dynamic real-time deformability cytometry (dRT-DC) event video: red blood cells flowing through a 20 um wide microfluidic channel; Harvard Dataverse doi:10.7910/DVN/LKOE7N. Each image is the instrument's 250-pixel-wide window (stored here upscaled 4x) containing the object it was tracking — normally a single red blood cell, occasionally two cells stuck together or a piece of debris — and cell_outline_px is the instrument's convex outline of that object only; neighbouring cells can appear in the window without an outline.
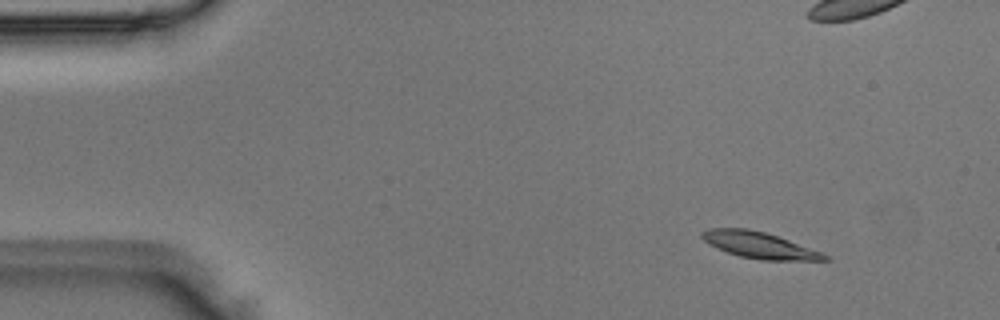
{"species": "Egyptian fruit bat (a non-hibernating species)", "species_latin": "Rousettus aegyptiacus", "temperature_condition": "room temperature", "stored_images_in_passage": 5, "camera_frame_rate_fps": 3000, "um_per_image_px": 0.085, "animal": {"sex": "male"}, "frame": {"image": 1, "passage_image": 1, "time_ms": 0.0, "image_size_px": [1000, 320], "cell_outline_px": [[832, 260], [760, 260], [740, 256], [716, 248], [708, 244], [700, 236], [700, 232], [708, 228], [748, 228], [764, 232], [824, 252], [832, 256]], "centroid_in_image_um": [64.57, 20.84], "position_along_channel_um": 20.4, "area_um2": 18.96}}
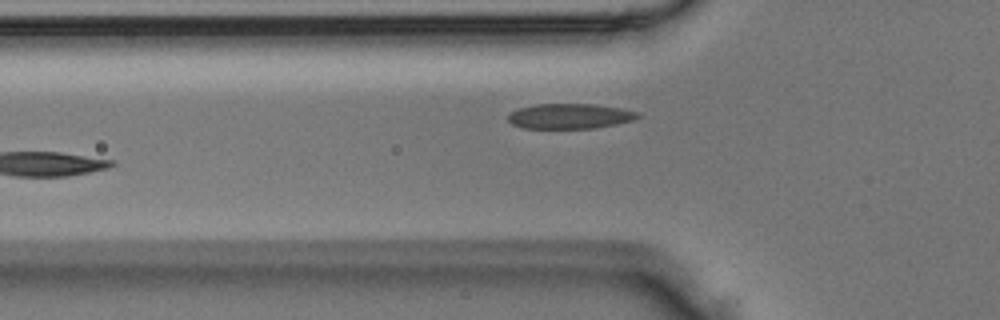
{"frame": {"image": 2, "passage_image": 5, "time_ms": 1.333, "image_size_px": [1000, 320], "cell_outline_px": [[640, 116], [632, 120], [616, 124], [596, 128], [524, 128], [512, 124], [508, 120], [508, 116], [512, 112], [520, 108], [536, 104], [596, 104], [620, 108], [640, 112]], "centroid_in_image_um": [48.46, 9.87], "position_along_channel_um": 77.3, "area_um2": 18.9}}